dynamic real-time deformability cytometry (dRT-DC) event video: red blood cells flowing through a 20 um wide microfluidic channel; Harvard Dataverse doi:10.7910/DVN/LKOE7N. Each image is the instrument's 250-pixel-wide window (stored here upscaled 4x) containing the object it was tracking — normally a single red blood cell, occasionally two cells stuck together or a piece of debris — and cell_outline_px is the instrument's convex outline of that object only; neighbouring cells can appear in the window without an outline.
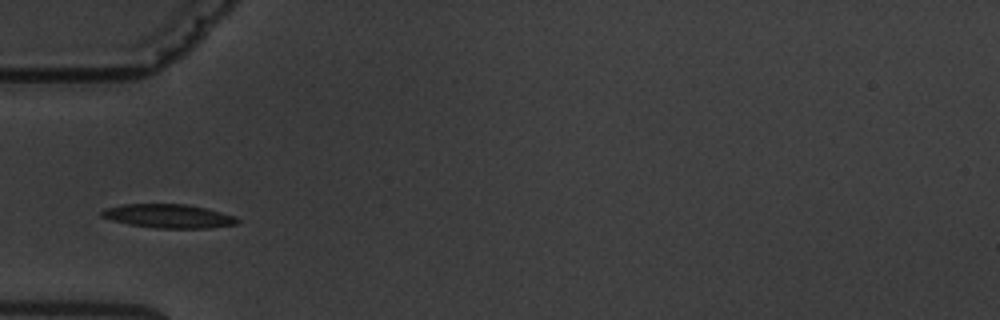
{"species": "common noctule bat (a hibernating species)", "species_latin": "Nyctalus noctula", "temperature_condition": "warm", "stored_images_in_passage": 10, "camera_frame_rate_fps": 3000, "um_per_image_px": 0.085, "animal": {"sex": "male", "body_mass_g": 19.5, "forearm_length_mm": 54.6}, "frame": {"image": 1, "passage_image": 7, "time_ms": 7.0, "image_size_px": [1000, 320], "cell_outline_px": [[240, 220], [236, 224], [208, 228], [156, 228], [128, 224], [112, 220], [100, 216], [100, 212], [104, 208], [124, 204], [188, 204], [208, 208], [232, 216]], "centroid_in_image_um": [14.29, 18.36], "position_along_channel_um": 70.7, "area_um2": 18.79}}
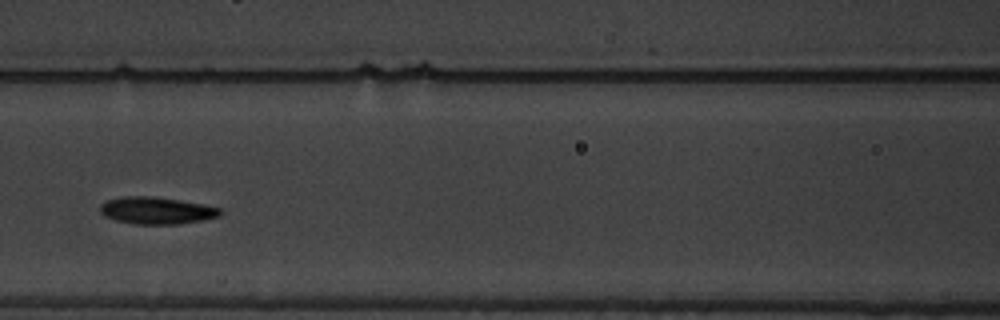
{"frame": {"image": 2, "passage_image": 9, "time_ms": 9.333, "image_size_px": [1000, 320], "cell_outline_px": [[224, 212], [220, 216], [204, 220], [176, 224], [132, 224], [116, 220], [104, 216], [100, 212], [100, 204], [108, 200], [124, 196], [152, 196], [204, 204], [220, 208]], "centroid_in_image_um": [13.32, 17.9], "position_along_channel_um": 153.3, "area_um2": 19.02}}